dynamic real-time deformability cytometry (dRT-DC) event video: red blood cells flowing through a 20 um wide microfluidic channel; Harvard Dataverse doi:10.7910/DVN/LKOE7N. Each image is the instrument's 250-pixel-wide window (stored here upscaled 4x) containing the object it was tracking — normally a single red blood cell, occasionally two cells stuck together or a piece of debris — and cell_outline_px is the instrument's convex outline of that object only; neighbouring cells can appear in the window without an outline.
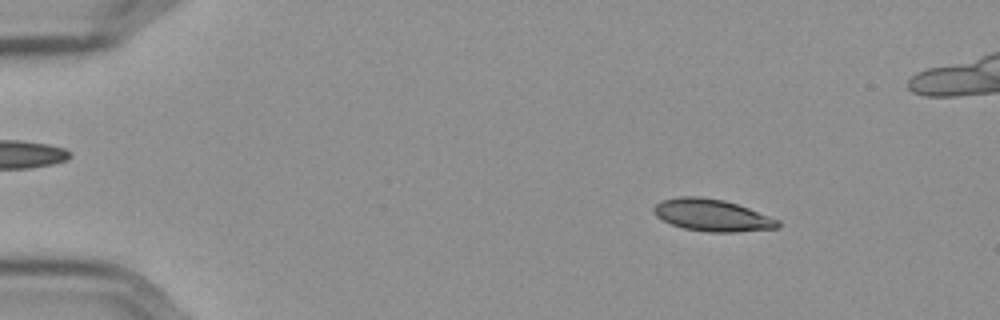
{"species": "Egyptian fruit bat (a non-hibernating species)", "species_latin": "Rousettus aegyptiacus", "temperature_condition": "cold", "stored_images_in_passage": 53, "camera_frame_rate_fps": 3000, "um_per_image_px": 0.085, "frame": {"image": 1, "passage_image": 4, "time_ms": 1.0, "image_size_px": [1000, 320], "cell_outline_px": [[780, 228], [736, 232], [708, 232], [684, 228], [672, 224], [656, 216], [652, 212], [652, 208], [656, 204], [664, 200], [680, 196], [700, 196], [724, 200], [748, 208], [780, 220]], "centroid_in_image_um": [60.54, 18.29], "position_along_channel_um": 24.5, "area_um2": 23.12}}
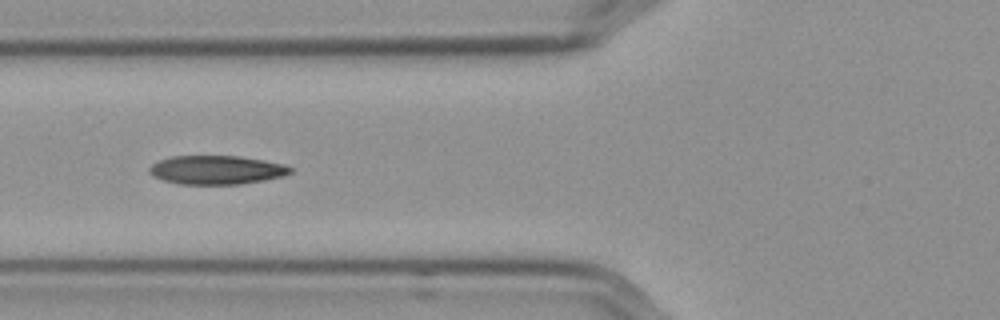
{"frame": {"image": 2, "passage_image": 18, "time_ms": 5.667, "image_size_px": [1000, 320], "cell_outline_px": [[292, 172], [284, 176], [264, 180], [240, 184], [180, 184], [164, 180], [152, 176], [148, 172], [148, 168], [152, 164], [160, 160], [172, 156], [240, 156], [264, 160], [280, 164], [292, 168]], "centroid_in_image_um": [18.38, 14.44], "position_along_channel_um": 107.4, "area_um2": 23.58}}
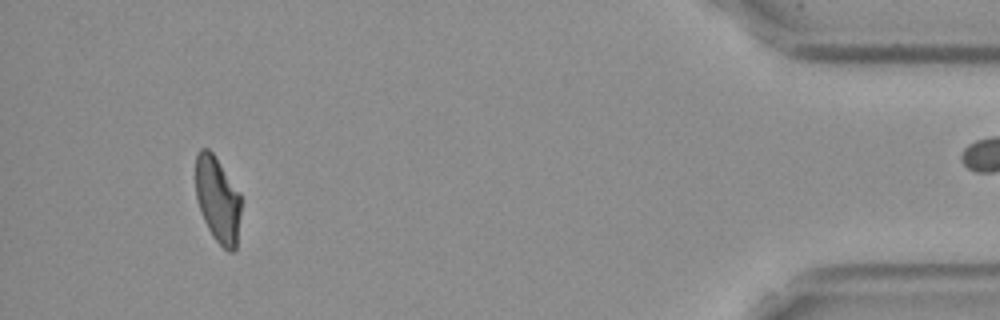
{"frame": {"image": 3, "passage_image": 49, "time_ms": 16.0, "image_size_px": [1000, 320], "cell_outline_px": [[240, 216], [236, 248], [232, 252], [228, 252], [212, 236], [200, 212], [196, 196], [196, 156], [200, 148], [208, 148], [212, 152], [240, 192]], "centroid_in_image_um": [18.5, 16.97], "position_along_channel_um": 416.7, "area_um2": 22.66}}